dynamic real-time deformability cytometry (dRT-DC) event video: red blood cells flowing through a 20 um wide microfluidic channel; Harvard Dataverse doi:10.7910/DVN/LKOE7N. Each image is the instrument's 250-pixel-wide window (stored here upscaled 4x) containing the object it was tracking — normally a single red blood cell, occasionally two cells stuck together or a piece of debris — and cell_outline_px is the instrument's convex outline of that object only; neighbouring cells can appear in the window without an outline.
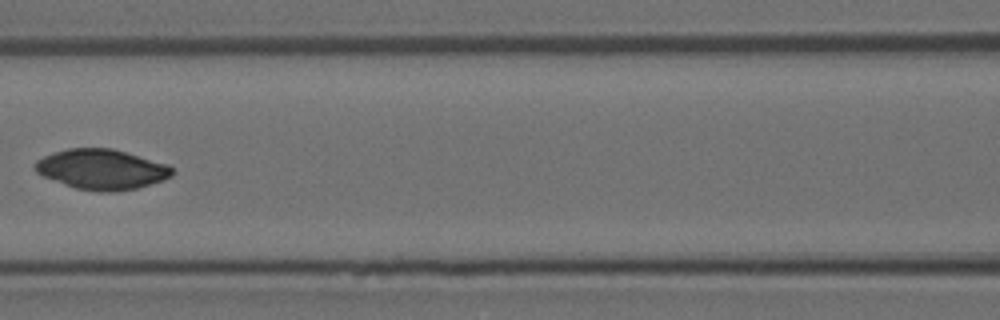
{"species": "Egyptian fruit bat (a non-hibernating species)", "species_latin": "Rousettus aegyptiacus", "temperature_condition": "room temperature", "stored_images_in_passage": 7, "camera_frame_rate_fps": 3000, "um_per_image_px": 0.085, "animal": {"sex": "female"}, "frame": {"image": 1, "passage_image": 7, "time_ms": 2.0, "image_size_px": [1000, 320], "cell_outline_px": [[172, 176], [164, 180], [136, 188], [112, 192], [100, 192], [76, 188], [64, 184], [44, 176], [36, 172], [32, 168], [32, 164], [36, 160], [44, 156], [68, 148], [112, 148], [168, 164], [172, 168]], "centroid_in_image_um": [8.62, 14.39], "position_along_channel_um": 158.0, "area_um2": 32.02}}